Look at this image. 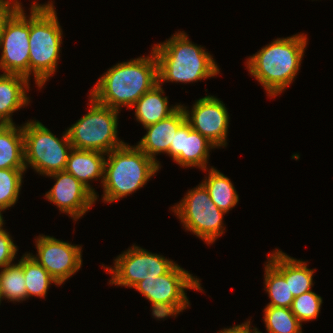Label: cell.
I'll list each match as a JSON object with an SVG mask.
<instances>
[{
	"label": "cell",
	"mask_w": 333,
	"mask_h": 333,
	"mask_svg": "<svg viewBox=\"0 0 333 333\" xmlns=\"http://www.w3.org/2000/svg\"><path fill=\"white\" fill-rule=\"evenodd\" d=\"M158 84V65L154 51L117 63L97 80L89 93L99 104L120 110L122 106L131 109L135 102Z\"/></svg>",
	"instance_id": "obj_1"
},
{
	"label": "cell",
	"mask_w": 333,
	"mask_h": 333,
	"mask_svg": "<svg viewBox=\"0 0 333 333\" xmlns=\"http://www.w3.org/2000/svg\"><path fill=\"white\" fill-rule=\"evenodd\" d=\"M307 42L304 33L277 38L248 57L246 68L263 86L269 97L278 96L294 81Z\"/></svg>",
	"instance_id": "obj_2"
},
{
	"label": "cell",
	"mask_w": 333,
	"mask_h": 333,
	"mask_svg": "<svg viewBox=\"0 0 333 333\" xmlns=\"http://www.w3.org/2000/svg\"><path fill=\"white\" fill-rule=\"evenodd\" d=\"M158 65V83H190L215 77L220 73L213 56L189 40L187 33L173 34L152 47Z\"/></svg>",
	"instance_id": "obj_3"
},
{
	"label": "cell",
	"mask_w": 333,
	"mask_h": 333,
	"mask_svg": "<svg viewBox=\"0 0 333 333\" xmlns=\"http://www.w3.org/2000/svg\"><path fill=\"white\" fill-rule=\"evenodd\" d=\"M52 2H34L30 8L29 78L33 74L40 89L58 68L62 44L63 31Z\"/></svg>",
	"instance_id": "obj_4"
},
{
	"label": "cell",
	"mask_w": 333,
	"mask_h": 333,
	"mask_svg": "<svg viewBox=\"0 0 333 333\" xmlns=\"http://www.w3.org/2000/svg\"><path fill=\"white\" fill-rule=\"evenodd\" d=\"M104 164L103 202L113 203L142 188L158 172L157 162L137 145L127 143L107 153Z\"/></svg>",
	"instance_id": "obj_5"
},
{
	"label": "cell",
	"mask_w": 333,
	"mask_h": 333,
	"mask_svg": "<svg viewBox=\"0 0 333 333\" xmlns=\"http://www.w3.org/2000/svg\"><path fill=\"white\" fill-rule=\"evenodd\" d=\"M200 281L176 263L166 274L144 279L133 288L149 300L152 315L159 320L175 317L189 307L185 290L203 291Z\"/></svg>",
	"instance_id": "obj_6"
},
{
	"label": "cell",
	"mask_w": 333,
	"mask_h": 333,
	"mask_svg": "<svg viewBox=\"0 0 333 333\" xmlns=\"http://www.w3.org/2000/svg\"><path fill=\"white\" fill-rule=\"evenodd\" d=\"M90 110L66 131L72 148L105 154L125 144L117 137L119 110L99 104L89 96Z\"/></svg>",
	"instance_id": "obj_7"
},
{
	"label": "cell",
	"mask_w": 333,
	"mask_h": 333,
	"mask_svg": "<svg viewBox=\"0 0 333 333\" xmlns=\"http://www.w3.org/2000/svg\"><path fill=\"white\" fill-rule=\"evenodd\" d=\"M57 138L39 121L23 124L24 162L26 169L32 167L37 173L49 175L65 170L72 145L67 131Z\"/></svg>",
	"instance_id": "obj_8"
},
{
	"label": "cell",
	"mask_w": 333,
	"mask_h": 333,
	"mask_svg": "<svg viewBox=\"0 0 333 333\" xmlns=\"http://www.w3.org/2000/svg\"><path fill=\"white\" fill-rule=\"evenodd\" d=\"M172 211L186 230L208 245L224 233L223 215L226 213L215 205L202 183L188 190L184 198L172 207Z\"/></svg>",
	"instance_id": "obj_9"
},
{
	"label": "cell",
	"mask_w": 333,
	"mask_h": 333,
	"mask_svg": "<svg viewBox=\"0 0 333 333\" xmlns=\"http://www.w3.org/2000/svg\"><path fill=\"white\" fill-rule=\"evenodd\" d=\"M175 264L134 244L116 257L114 267L107 266L105 270L112 274L109 284L133 288L144 279L166 274Z\"/></svg>",
	"instance_id": "obj_10"
},
{
	"label": "cell",
	"mask_w": 333,
	"mask_h": 333,
	"mask_svg": "<svg viewBox=\"0 0 333 333\" xmlns=\"http://www.w3.org/2000/svg\"><path fill=\"white\" fill-rule=\"evenodd\" d=\"M29 33L30 15L14 9L0 29V68L4 73L29 79Z\"/></svg>",
	"instance_id": "obj_11"
},
{
	"label": "cell",
	"mask_w": 333,
	"mask_h": 333,
	"mask_svg": "<svg viewBox=\"0 0 333 333\" xmlns=\"http://www.w3.org/2000/svg\"><path fill=\"white\" fill-rule=\"evenodd\" d=\"M37 255L30 254L58 282L59 286L82 266V247L56 239L37 236Z\"/></svg>",
	"instance_id": "obj_12"
},
{
	"label": "cell",
	"mask_w": 333,
	"mask_h": 333,
	"mask_svg": "<svg viewBox=\"0 0 333 333\" xmlns=\"http://www.w3.org/2000/svg\"><path fill=\"white\" fill-rule=\"evenodd\" d=\"M191 128L216 147L226 146L229 114L225 104L214 96H205L193 104L192 110L181 105ZM191 112V113H190Z\"/></svg>",
	"instance_id": "obj_13"
},
{
	"label": "cell",
	"mask_w": 333,
	"mask_h": 333,
	"mask_svg": "<svg viewBox=\"0 0 333 333\" xmlns=\"http://www.w3.org/2000/svg\"><path fill=\"white\" fill-rule=\"evenodd\" d=\"M49 176L56 182L46 192L45 198L55 204L62 213L71 216L74 221L88 212L96 202L95 195L65 170L47 175Z\"/></svg>",
	"instance_id": "obj_14"
},
{
	"label": "cell",
	"mask_w": 333,
	"mask_h": 333,
	"mask_svg": "<svg viewBox=\"0 0 333 333\" xmlns=\"http://www.w3.org/2000/svg\"><path fill=\"white\" fill-rule=\"evenodd\" d=\"M212 148L217 147L185 121L175 133L167 155L181 167H197L206 171Z\"/></svg>",
	"instance_id": "obj_15"
},
{
	"label": "cell",
	"mask_w": 333,
	"mask_h": 333,
	"mask_svg": "<svg viewBox=\"0 0 333 333\" xmlns=\"http://www.w3.org/2000/svg\"><path fill=\"white\" fill-rule=\"evenodd\" d=\"M186 121L182 106L167 118L144 127L146 134L138 142L137 146L151 159L157 162L156 155L168 153L178 128Z\"/></svg>",
	"instance_id": "obj_16"
},
{
	"label": "cell",
	"mask_w": 333,
	"mask_h": 333,
	"mask_svg": "<svg viewBox=\"0 0 333 333\" xmlns=\"http://www.w3.org/2000/svg\"><path fill=\"white\" fill-rule=\"evenodd\" d=\"M105 153L95 150H83L72 148L66 163L65 171L73 175L78 181L84 184L94 195L98 196L89 181L104 180Z\"/></svg>",
	"instance_id": "obj_17"
},
{
	"label": "cell",
	"mask_w": 333,
	"mask_h": 333,
	"mask_svg": "<svg viewBox=\"0 0 333 333\" xmlns=\"http://www.w3.org/2000/svg\"><path fill=\"white\" fill-rule=\"evenodd\" d=\"M267 259L268 261L289 280V288L294 297L309 292L313 287V274L316 269H309L306 262L288 256L276 249Z\"/></svg>",
	"instance_id": "obj_18"
},
{
	"label": "cell",
	"mask_w": 333,
	"mask_h": 333,
	"mask_svg": "<svg viewBox=\"0 0 333 333\" xmlns=\"http://www.w3.org/2000/svg\"><path fill=\"white\" fill-rule=\"evenodd\" d=\"M29 80L19 74L0 75V118L5 124H14L12 113L29 104Z\"/></svg>",
	"instance_id": "obj_19"
},
{
	"label": "cell",
	"mask_w": 333,
	"mask_h": 333,
	"mask_svg": "<svg viewBox=\"0 0 333 333\" xmlns=\"http://www.w3.org/2000/svg\"><path fill=\"white\" fill-rule=\"evenodd\" d=\"M162 84H156L151 90L144 93L132 106L135 107V117L144 127L157 123L171 114L180 106L168 107V98L164 97Z\"/></svg>",
	"instance_id": "obj_20"
},
{
	"label": "cell",
	"mask_w": 333,
	"mask_h": 333,
	"mask_svg": "<svg viewBox=\"0 0 333 333\" xmlns=\"http://www.w3.org/2000/svg\"><path fill=\"white\" fill-rule=\"evenodd\" d=\"M0 169H26L23 125L5 124L0 128Z\"/></svg>",
	"instance_id": "obj_21"
},
{
	"label": "cell",
	"mask_w": 333,
	"mask_h": 333,
	"mask_svg": "<svg viewBox=\"0 0 333 333\" xmlns=\"http://www.w3.org/2000/svg\"><path fill=\"white\" fill-rule=\"evenodd\" d=\"M208 173V177H205L201 183L215 205L225 213L229 212L239 201L234 185L227 176L214 167H211Z\"/></svg>",
	"instance_id": "obj_22"
},
{
	"label": "cell",
	"mask_w": 333,
	"mask_h": 333,
	"mask_svg": "<svg viewBox=\"0 0 333 333\" xmlns=\"http://www.w3.org/2000/svg\"><path fill=\"white\" fill-rule=\"evenodd\" d=\"M24 272L27 299L31 296L45 298L49 286L58 282L31 255L26 253L18 262Z\"/></svg>",
	"instance_id": "obj_23"
},
{
	"label": "cell",
	"mask_w": 333,
	"mask_h": 333,
	"mask_svg": "<svg viewBox=\"0 0 333 333\" xmlns=\"http://www.w3.org/2000/svg\"><path fill=\"white\" fill-rule=\"evenodd\" d=\"M265 263L264 287L271 299L267 306L291 308L294 296L289 288V280H285V277L269 261Z\"/></svg>",
	"instance_id": "obj_24"
},
{
	"label": "cell",
	"mask_w": 333,
	"mask_h": 333,
	"mask_svg": "<svg viewBox=\"0 0 333 333\" xmlns=\"http://www.w3.org/2000/svg\"><path fill=\"white\" fill-rule=\"evenodd\" d=\"M263 316L267 333H302V323L290 308L266 306ZM254 330L262 333L257 328Z\"/></svg>",
	"instance_id": "obj_25"
},
{
	"label": "cell",
	"mask_w": 333,
	"mask_h": 333,
	"mask_svg": "<svg viewBox=\"0 0 333 333\" xmlns=\"http://www.w3.org/2000/svg\"><path fill=\"white\" fill-rule=\"evenodd\" d=\"M0 287L5 300L20 302L27 299L24 272L19 263L1 268Z\"/></svg>",
	"instance_id": "obj_26"
},
{
	"label": "cell",
	"mask_w": 333,
	"mask_h": 333,
	"mask_svg": "<svg viewBox=\"0 0 333 333\" xmlns=\"http://www.w3.org/2000/svg\"><path fill=\"white\" fill-rule=\"evenodd\" d=\"M26 169H0V211L16 204Z\"/></svg>",
	"instance_id": "obj_27"
},
{
	"label": "cell",
	"mask_w": 333,
	"mask_h": 333,
	"mask_svg": "<svg viewBox=\"0 0 333 333\" xmlns=\"http://www.w3.org/2000/svg\"><path fill=\"white\" fill-rule=\"evenodd\" d=\"M322 301V297L311 290L294 297L290 309L301 323L303 321H312L317 319L323 303Z\"/></svg>",
	"instance_id": "obj_28"
},
{
	"label": "cell",
	"mask_w": 333,
	"mask_h": 333,
	"mask_svg": "<svg viewBox=\"0 0 333 333\" xmlns=\"http://www.w3.org/2000/svg\"><path fill=\"white\" fill-rule=\"evenodd\" d=\"M17 246L14 244L9 232L0 227V268L13 264L17 254Z\"/></svg>",
	"instance_id": "obj_29"
},
{
	"label": "cell",
	"mask_w": 333,
	"mask_h": 333,
	"mask_svg": "<svg viewBox=\"0 0 333 333\" xmlns=\"http://www.w3.org/2000/svg\"><path fill=\"white\" fill-rule=\"evenodd\" d=\"M23 5L18 1L14 0H0V29L5 19L12 13L14 9H23Z\"/></svg>",
	"instance_id": "obj_30"
},
{
	"label": "cell",
	"mask_w": 333,
	"mask_h": 333,
	"mask_svg": "<svg viewBox=\"0 0 333 333\" xmlns=\"http://www.w3.org/2000/svg\"><path fill=\"white\" fill-rule=\"evenodd\" d=\"M250 320L242 323L241 325H233L230 328H224L220 330L219 333H255L254 329H251Z\"/></svg>",
	"instance_id": "obj_31"
},
{
	"label": "cell",
	"mask_w": 333,
	"mask_h": 333,
	"mask_svg": "<svg viewBox=\"0 0 333 333\" xmlns=\"http://www.w3.org/2000/svg\"><path fill=\"white\" fill-rule=\"evenodd\" d=\"M3 225H4V219H3L2 213L0 211V227H2Z\"/></svg>",
	"instance_id": "obj_32"
},
{
	"label": "cell",
	"mask_w": 333,
	"mask_h": 333,
	"mask_svg": "<svg viewBox=\"0 0 333 333\" xmlns=\"http://www.w3.org/2000/svg\"><path fill=\"white\" fill-rule=\"evenodd\" d=\"M5 125V123L0 118V128H2Z\"/></svg>",
	"instance_id": "obj_33"
},
{
	"label": "cell",
	"mask_w": 333,
	"mask_h": 333,
	"mask_svg": "<svg viewBox=\"0 0 333 333\" xmlns=\"http://www.w3.org/2000/svg\"><path fill=\"white\" fill-rule=\"evenodd\" d=\"M4 299L3 296H2V291H1V287H0V303H1V300Z\"/></svg>",
	"instance_id": "obj_34"
}]
</instances>
